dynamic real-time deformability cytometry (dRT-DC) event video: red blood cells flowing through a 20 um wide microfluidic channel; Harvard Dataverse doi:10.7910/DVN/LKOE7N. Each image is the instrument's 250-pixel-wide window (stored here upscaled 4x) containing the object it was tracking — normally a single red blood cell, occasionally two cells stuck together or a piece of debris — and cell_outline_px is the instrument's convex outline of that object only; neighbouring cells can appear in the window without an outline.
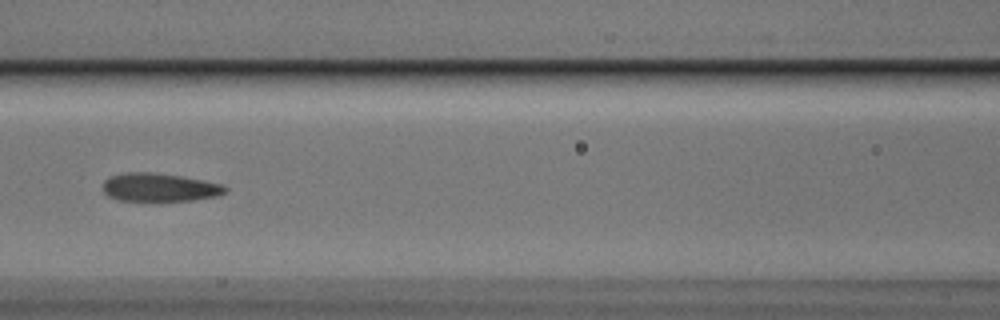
{"species": "Egyptian fruit bat (a non-hibernating species)", "species_latin": "Rousettus aegyptiacus", "temperature_condition": "cold", "stored_images_in_passage": 44, "camera_frame_rate_fps": 3000, "um_per_image_px": 0.085, "animal": {"sex": "male"}, "frame": {"image": 1, "passage_image": 13, "time_ms": 4.0, "image_size_px": [1000, 320], "cell_outline_px": [[228, 188], [224, 192], [216, 196], [192, 200], [144, 204], [120, 200], [108, 196], [104, 192], [104, 180], [112, 176], [128, 172], [152, 172], [180, 176], [224, 184]], "centroid_in_image_um": [13.54, 15.97], "position_along_channel_um": 153.1, "area_um2": 20.87}}
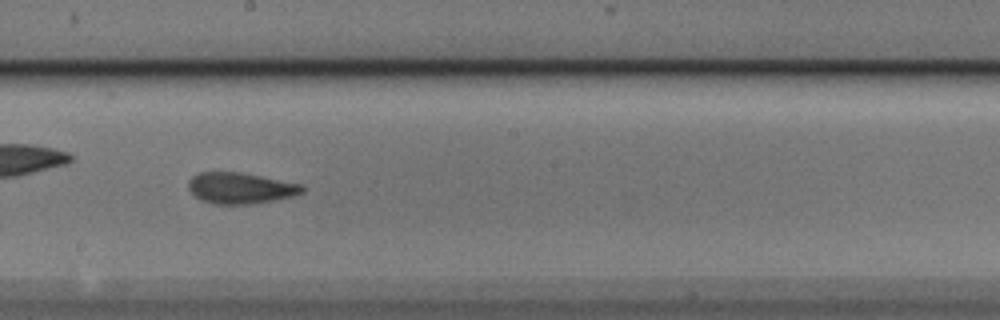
{"frame": {"image": 2, "passage_image": 19, "time_ms": 6.0, "image_size_px": [1000, 320], "cell_outline_px": [[304, 192], [292, 196], [252, 204], [216, 204], [200, 200], [188, 188], [188, 180], [192, 176], [200, 172], [240, 172], [304, 184]], "centroid_in_image_um": [20.44, 15.98], "position_along_channel_um": 227.8, "area_um2": 20.63}}
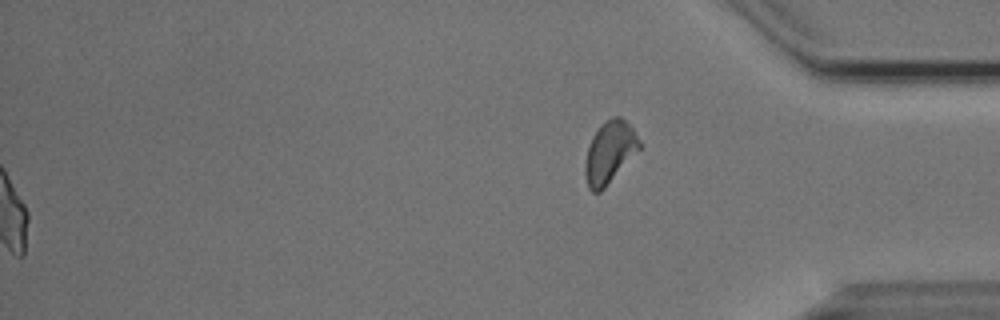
{"frame": {"image": 3, "passage_image": 44, "time_ms": 14.333, "image_size_px": [1000, 320], "cell_outline_px": [[640, 148], [604, 188], [600, 192], [592, 192], [588, 188], [584, 172], [584, 164], [588, 148], [592, 136], [600, 124], [604, 120], [612, 116], [620, 116], [632, 128], [640, 140]], "centroid_in_image_um": [51.79, 12.92], "position_along_channel_um": 383.4, "area_um2": 19.48}, "authors_computed_cell_mechanics": {"area_um2": 20.3745, "velocity_mm_per_s": 3.7496, "shape_relaxation_time_tau1_ms": 8.0427, "shape_relaxation_time_tau2_ms": 2.2663, "deformation_change_tau1": 0.1775, "deformation_change_tau2": 0.0967}}